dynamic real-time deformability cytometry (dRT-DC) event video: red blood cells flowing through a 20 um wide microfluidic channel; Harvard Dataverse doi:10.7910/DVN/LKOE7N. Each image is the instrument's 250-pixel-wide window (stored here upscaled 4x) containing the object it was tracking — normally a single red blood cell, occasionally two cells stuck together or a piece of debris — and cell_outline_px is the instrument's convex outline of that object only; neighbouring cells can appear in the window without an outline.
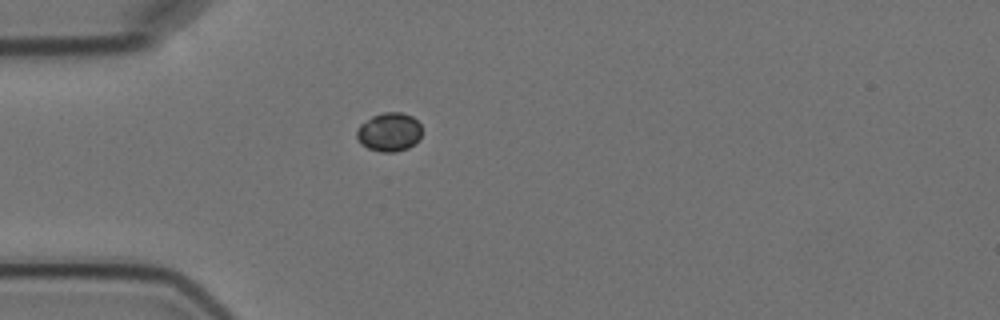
{"species": "Egyptian fruit bat (a non-hibernating species)", "species_latin": "Rousettus aegyptiacus", "temperature_condition": "cold", "stored_images_in_passage": 2, "camera_frame_rate_fps": 3000, "um_per_image_px": 0.085, "animal": {"sex": "female"}, "frame": {"image": 1, "passage_image": 1, "time_ms": 0.0, "image_size_px": [1000, 320], "cell_outline_px": [[420, 140], [408, 148], [396, 152], [380, 152], [368, 148], [360, 144], [356, 136], [356, 132], [360, 124], [372, 116], [384, 112], [400, 112], [412, 116], [420, 124]], "centroid_in_image_um": [33.07, 11.23], "position_along_channel_um": 51.9, "area_um2": 14.8}}